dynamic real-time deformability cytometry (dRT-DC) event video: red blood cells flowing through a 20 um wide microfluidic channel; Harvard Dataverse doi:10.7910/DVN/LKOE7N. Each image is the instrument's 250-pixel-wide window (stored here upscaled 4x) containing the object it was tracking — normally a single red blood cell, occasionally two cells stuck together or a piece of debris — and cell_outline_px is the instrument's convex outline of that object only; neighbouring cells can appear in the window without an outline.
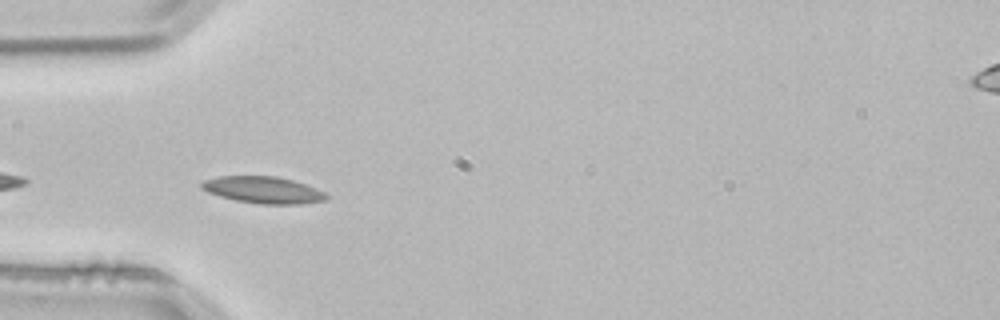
{"species": "common noctule bat (a hibernating species)", "species_latin": "Nyctalus noctula", "temperature_condition": "room temperature", "stored_images_in_passage": 3, "camera_frame_rate_fps": 3000, "um_per_image_px": 0.085, "animal": {"sex": "male", "body_mass_g": 21.5, "forearm_length_mm": 52.0}, "frame": {"image": 1, "passage_image": 3, "time_ms": 0.667, "image_size_px": [1000, 320], "cell_outline_px": [[328, 200], [304, 204], [260, 204], [236, 200], [220, 196], [208, 192], [200, 188], [200, 184], [204, 180], [220, 176], [276, 176], [292, 180], [316, 188], [324, 192], [328, 196]], "centroid_in_image_um": [22.39, 16.15], "position_along_channel_um": 62.6, "area_um2": 19.48}}